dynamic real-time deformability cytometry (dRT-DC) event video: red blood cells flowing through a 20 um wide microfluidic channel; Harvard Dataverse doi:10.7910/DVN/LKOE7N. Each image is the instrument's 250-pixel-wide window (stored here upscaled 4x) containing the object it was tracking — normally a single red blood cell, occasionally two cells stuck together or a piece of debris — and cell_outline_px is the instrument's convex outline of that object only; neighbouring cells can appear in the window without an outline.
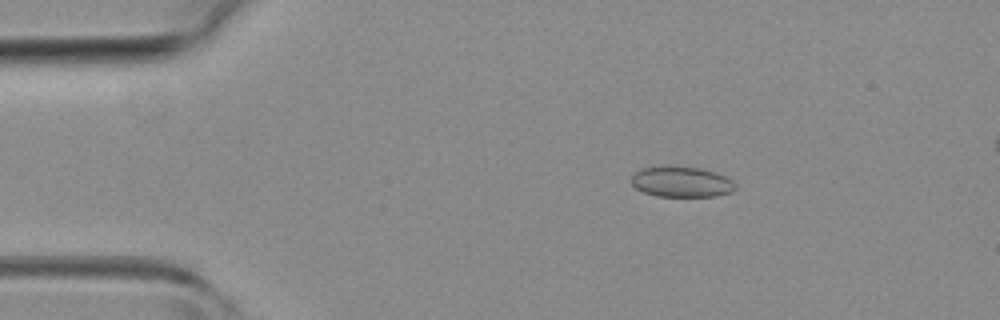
{"species": "common noctule bat (a hibernating species)", "species_latin": "Nyctalus noctula", "temperature_condition": "room temperature", "stored_images_in_passage": 5, "segment_of_instrument_passage": [1, 2], "camera_frame_rate_fps": 3000, "um_per_image_px": 0.085, "animal": {"sex": "female", "body_mass_g": 19.3, "forearm_length_mm": 54.1}, "frame": {"image": 1, "passage_image": 3, "time_ms": 2.333, "image_size_px": [1000, 320], "cell_outline_px": [[736, 188], [732, 192], [716, 196], [656, 196], [644, 192], [636, 188], [632, 184], [632, 176], [640, 168], [660, 164], [668, 164], [700, 168], [716, 172], [728, 176], [736, 184]], "centroid_in_image_um": [57.93, 15.42], "position_along_channel_um": 27.1, "area_um2": 19.13}}